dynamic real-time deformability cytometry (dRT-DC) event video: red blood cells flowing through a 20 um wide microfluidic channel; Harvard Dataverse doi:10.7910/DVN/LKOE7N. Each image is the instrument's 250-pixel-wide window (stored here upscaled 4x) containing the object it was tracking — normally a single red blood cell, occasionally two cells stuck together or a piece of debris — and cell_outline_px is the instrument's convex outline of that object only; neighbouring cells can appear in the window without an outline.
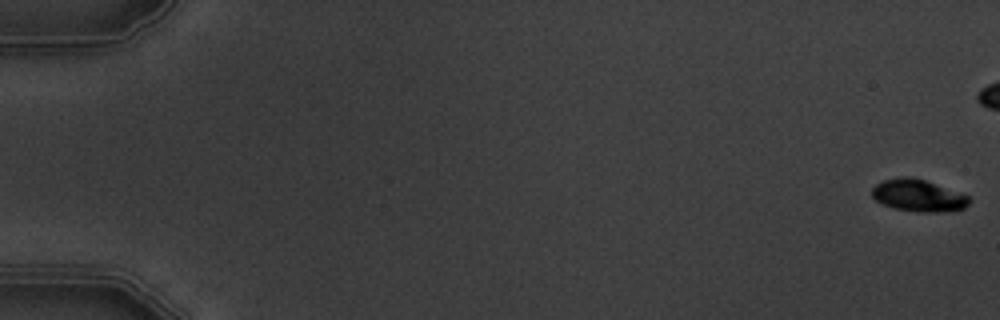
{"species": "common noctule bat (a hibernating species)", "species_latin": "Nyctalus noctula", "temperature_condition": "warm", "stored_images_in_passage": 3, "camera_frame_rate_fps": 3000, "um_per_image_px": 0.085, "animal": {"sex": "male", "body_mass_g": 19.5, "forearm_length_mm": 54.6}, "frame": {"image": 1, "passage_image": 1, "time_ms": 0.0, "image_size_px": [1000, 320], "cell_outline_px": [[968, 204], [964, 208], [936, 212], [920, 212], [896, 208], [884, 204], [876, 200], [872, 196], [872, 188], [876, 184], [884, 180], [900, 176], [912, 176], [924, 180], [968, 196]], "centroid_in_image_um": [78.0, 16.6], "position_along_channel_um": 7.0, "area_um2": 17.69}}